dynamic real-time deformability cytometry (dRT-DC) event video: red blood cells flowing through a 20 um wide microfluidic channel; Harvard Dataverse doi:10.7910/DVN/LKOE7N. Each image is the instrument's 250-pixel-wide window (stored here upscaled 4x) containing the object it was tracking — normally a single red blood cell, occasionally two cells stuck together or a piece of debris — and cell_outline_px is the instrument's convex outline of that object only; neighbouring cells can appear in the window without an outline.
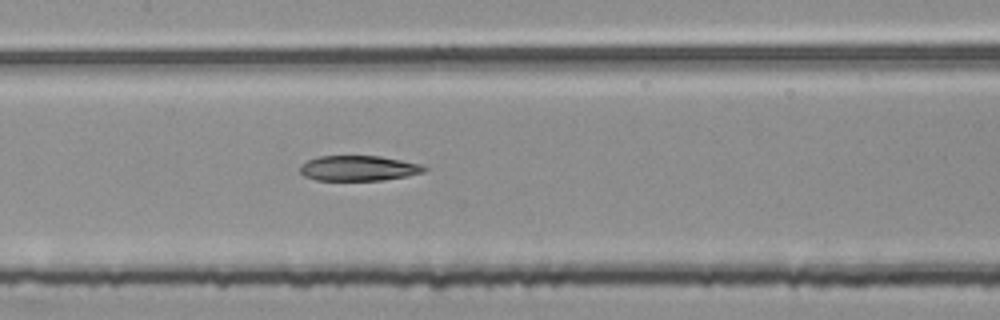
{"species": "common noctule bat (a hibernating species)", "species_latin": "Nyctalus noctula", "temperature_condition": "room temperature", "stored_images_in_passage": 47, "segment_of_instrument_passage": [2, 2], "camera_frame_rate_fps": 3000, "um_per_image_px": 0.085, "animal": {"sex": "female", "body_mass_g": 25.1}, "frame": {"image": 1, "passage_image": 19, "time_ms": 6.0, "image_size_px": [1000, 320], "cell_outline_px": [[428, 168], [424, 172], [384, 180], [316, 180], [304, 176], [300, 172], [300, 164], [308, 160], [320, 156], [380, 156], [420, 164]], "centroid_in_image_um": [30.45, 14.3], "position_along_channel_um": 177.0, "area_um2": 18.15}}
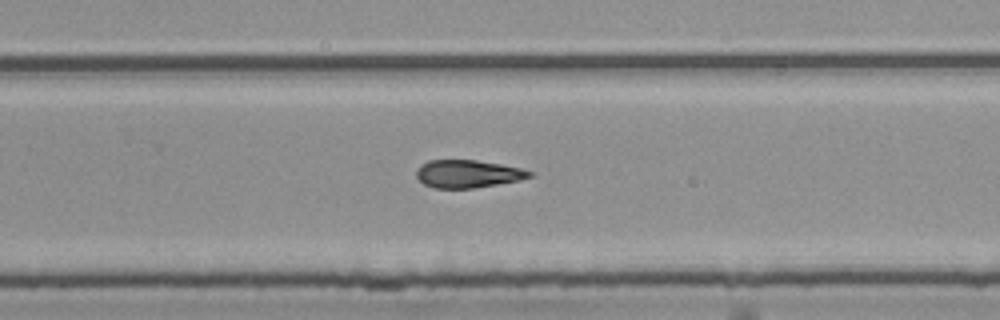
{"frame": {"image": 2, "passage_image": 28, "time_ms": 9.0, "image_size_px": [1000, 320], "cell_outline_px": [[536, 172], [532, 176], [520, 180], [472, 188], [432, 188], [424, 184], [416, 176], [416, 172], [428, 160], [476, 160], [500, 164], [520, 168]], "centroid_in_image_um": [39.8, 14.78], "position_along_channel_um": 290.0, "area_um2": 18.15}}
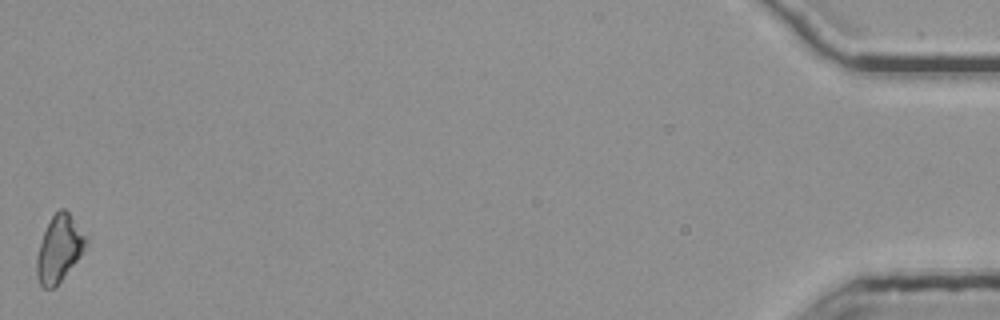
{"frame": {"image": 3, "passage_image": 47, "time_ms": 15.333, "image_size_px": [1000, 320], "cell_outline_px": [[88, 244], [80, 256], [60, 280], [52, 288], [44, 288], [40, 284], [36, 276], [36, 256], [44, 232], [52, 216], [60, 208], [64, 208], [68, 212], [88, 236]], "centroid_in_image_um": [5.04, 21.11], "position_along_channel_um": 430.2, "area_um2": 18.84}}